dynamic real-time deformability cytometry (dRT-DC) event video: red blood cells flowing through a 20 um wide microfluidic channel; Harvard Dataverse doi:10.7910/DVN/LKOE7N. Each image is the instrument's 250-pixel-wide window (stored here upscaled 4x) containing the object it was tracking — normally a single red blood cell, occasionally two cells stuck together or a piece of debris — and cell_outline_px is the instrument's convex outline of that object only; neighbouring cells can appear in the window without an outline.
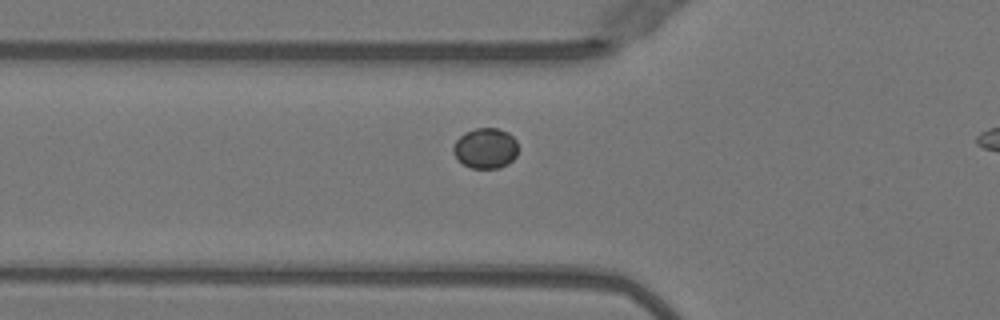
{"species": "Egyptian fruit bat (a non-hibernating species)", "species_latin": "Rousettus aegyptiacus", "temperature_condition": "warm", "stored_images_in_passage": 38, "camera_frame_rate_fps": 3000, "um_per_image_px": 0.085, "animal": {"sex": "female"}, "frame": {"image": 1, "passage_image": 11, "time_ms": 3.333, "image_size_px": [1000, 320], "cell_outline_px": [[516, 156], [508, 164], [500, 168], [472, 168], [464, 164], [452, 152], [452, 148], [456, 140], [464, 132], [476, 128], [496, 128], [508, 132], [516, 140]], "centroid_in_image_um": [41.26, 12.59], "position_along_channel_um": 84.5, "area_um2": 15.2}}
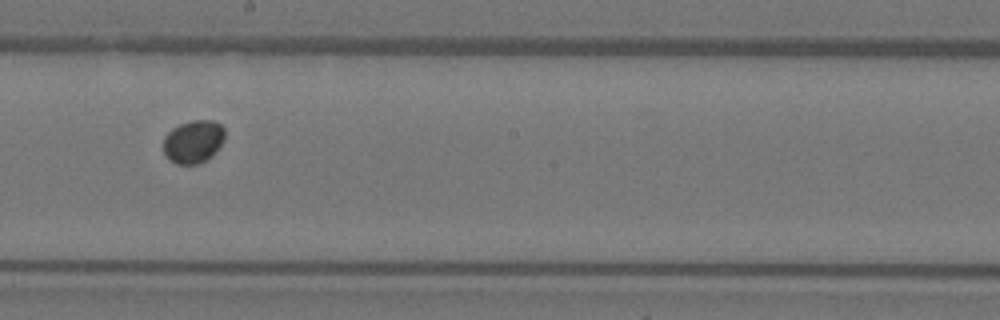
{"frame": {"image": 2, "passage_image": 22, "time_ms": 7.0, "image_size_px": [1000, 320], "cell_outline_px": [[224, 140], [216, 152], [212, 156], [196, 164], [176, 164], [168, 160], [164, 156], [164, 136], [172, 128], [180, 124], [192, 120], [212, 120], [220, 124], [224, 128]], "centroid_in_image_um": [16.42, 12.04], "position_along_channel_um": 231.8, "area_um2": 15.49}}
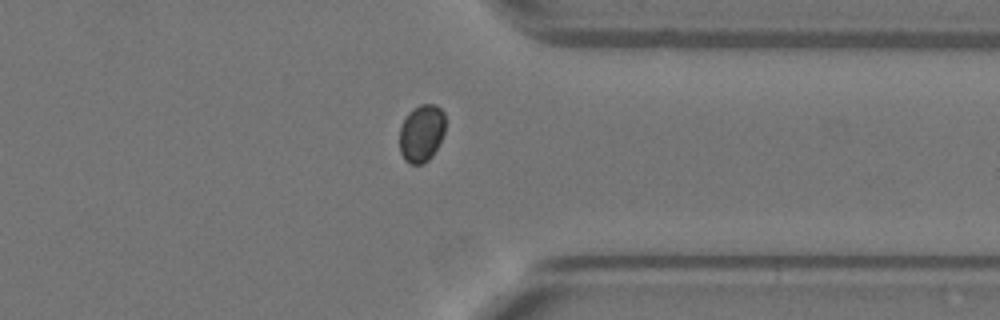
{"frame": {"image": 3, "passage_image": 33, "time_ms": 10.667, "image_size_px": [1000, 320], "cell_outline_px": [[444, 132], [432, 156], [424, 164], [408, 164], [404, 160], [400, 152], [400, 128], [408, 112], [420, 104], [436, 104], [444, 112]], "centroid_in_image_um": [35.82, 11.33], "position_along_channel_um": 375.6, "area_um2": 15.32}}